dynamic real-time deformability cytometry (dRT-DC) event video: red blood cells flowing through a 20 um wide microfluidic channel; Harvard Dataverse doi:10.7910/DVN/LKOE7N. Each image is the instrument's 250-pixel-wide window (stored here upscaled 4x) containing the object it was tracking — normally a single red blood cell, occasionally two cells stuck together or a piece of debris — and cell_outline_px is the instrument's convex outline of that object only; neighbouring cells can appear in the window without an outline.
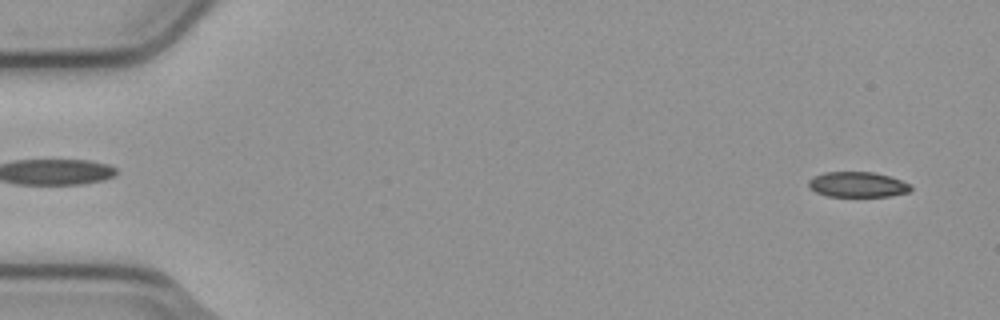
{"species": "common noctule bat (a hibernating species)", "species_latin": "Nyctalus noctula", "temperature_condition": "cold", "stored_images_in_passage": 5, "camera_frame_rate_fps": 3000, "um_per_image_px": 0.085, "animal": {"sex": "male", "body_mass_g": 23.1, "forearm_length_mm": 52.7}, "frame": {"image": 1, "passage_image": 1, "time_ms": 0.0, "image_size_px": [1000, 320], "cell_outline_px": [[912, 188], [908, 192], [888, 196], [828, 196], [816, 192], [808, 188], [808, 180], [824, 172], [872, 172], [888, 176], [912, 184]], "centroid_in_image_um": [72.88, 15.68], "position_along_channel_um": 12.1, "area_um2": 14.97}}
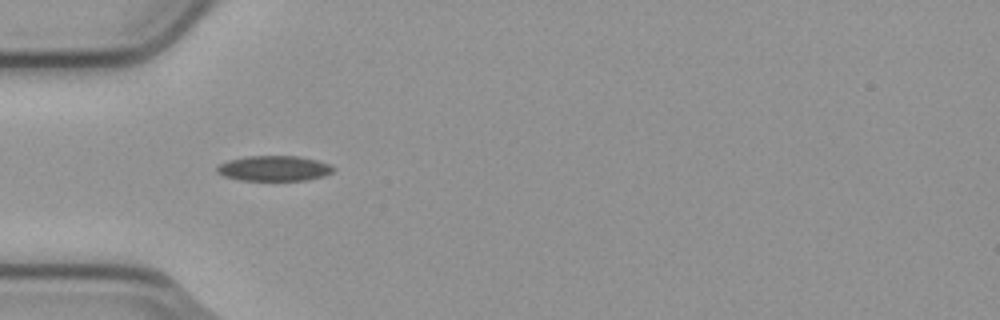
{"frame": {"image": 2, "passage_image": 5, "time_ms": 1.333, "image_size_px": [1000, 320], "cell_outline_px": [[336, 168], [332, 172], [324, 176], [308, 180], [240, 180], [224, 176], [216, 172], [216, 164], [228, 160], [248, 156], [296, 156], [316, 160], [328, 164]], "centroid_in_image_um": [23.26, 14.31], "position_along_channel_um": 61.7, "area_um2": 17.17}}